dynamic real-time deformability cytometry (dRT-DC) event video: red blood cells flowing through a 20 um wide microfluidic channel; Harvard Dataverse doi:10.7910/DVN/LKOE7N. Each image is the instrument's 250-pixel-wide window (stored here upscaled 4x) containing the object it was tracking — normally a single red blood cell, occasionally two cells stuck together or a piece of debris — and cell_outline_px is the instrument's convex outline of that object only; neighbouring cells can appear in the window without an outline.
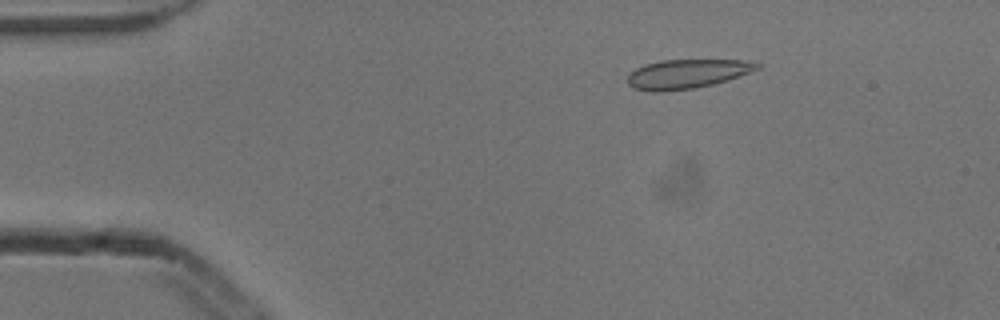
{"species": "common noctule bat (a hibernating species)", "species_latin": "Nyctalus noctula", "temperature_condition": "cold", "stored_images_in_passage": 4, "camera_frame_rate_fps": 3000, "um_per_image_px": 0.085, "animal": {"sex": "male", "body_mass_g": 13.3}, "frame": {"image": 1, "passage_image": 3, "time_ms": 0.667, "image_size_px": [1000, 320], "cell_outline_px": [[764, 64], [760, 68], [728, 80], [696, 88], [664, 92], [652, 92], [632, 88], [624, 80], [628, 72], [644, 64], [660, 60], [744, 60]], "centroid_in_image_um": [58.33, 6.29], "position_along_channel_um": 26.7, "area_um2": 22.48}}